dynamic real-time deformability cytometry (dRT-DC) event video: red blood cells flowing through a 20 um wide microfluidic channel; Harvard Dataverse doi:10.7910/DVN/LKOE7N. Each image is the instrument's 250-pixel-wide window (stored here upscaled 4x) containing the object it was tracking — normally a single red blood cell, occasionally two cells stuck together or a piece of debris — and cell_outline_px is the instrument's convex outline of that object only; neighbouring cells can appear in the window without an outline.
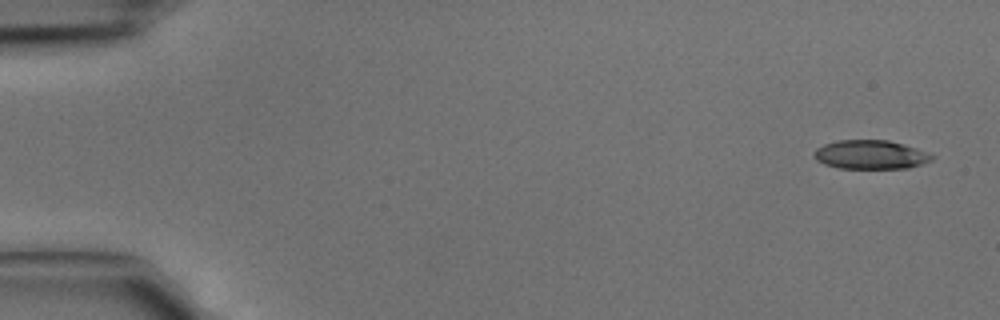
{"species": "common noctule bat (a hibernating species)", "species_latin": "Nyctalus noctula", "temperature_condition": "cold", "stored_images_in_passage": 4, "camera_frame_rate_fps": 3000, "um_per_image_px": 0.085, "animal": {"sex": "male", "body_mass_g": 15.6}, "frame": {"image": 1, "passage_image": 1, "time_ms": 0.0, "image_size_px": [1000, 320], "cell_outline_px": [[936, 156], [932, 160], [908, 168], [840, 168], [824, 164], [816, 160], [812, 152], [816, 148], [824, 144], [836, 140], [888, 140], [916, 148]], "centroid_in_image_um": [73.96, 13.14], "position_along_channel_um": 11.0, "area_um2": 19.83}}
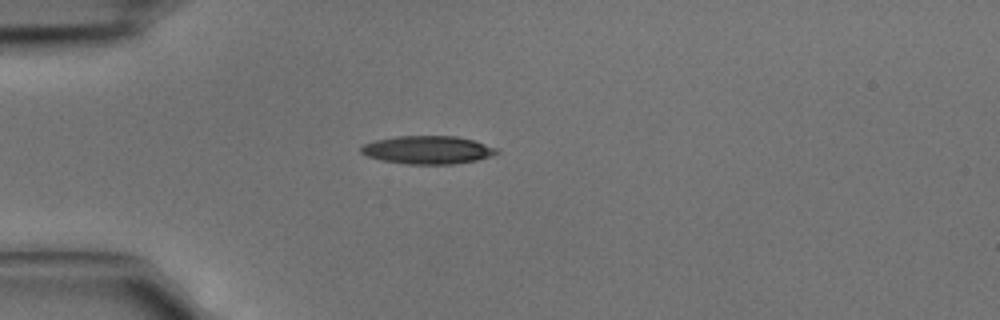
{"frame": {"image": 2, "passage_image": 4, "time_ms": 1.0, "image_size_px": [1000, 320], "cell_outline_px": [[500, 152], [492, 156], [476, 160], [452, 164], [408, 164], [384, 160], [368, 156], [360, 152], [360, 148], [364, 144], [376, 140], [396, 136], [456, 136], [472, 140], [496, 148]], "centroid_in_image_um": [36.36, 12.74], "position_along_channel_um": 48.6, "area_um2": 21.96}}